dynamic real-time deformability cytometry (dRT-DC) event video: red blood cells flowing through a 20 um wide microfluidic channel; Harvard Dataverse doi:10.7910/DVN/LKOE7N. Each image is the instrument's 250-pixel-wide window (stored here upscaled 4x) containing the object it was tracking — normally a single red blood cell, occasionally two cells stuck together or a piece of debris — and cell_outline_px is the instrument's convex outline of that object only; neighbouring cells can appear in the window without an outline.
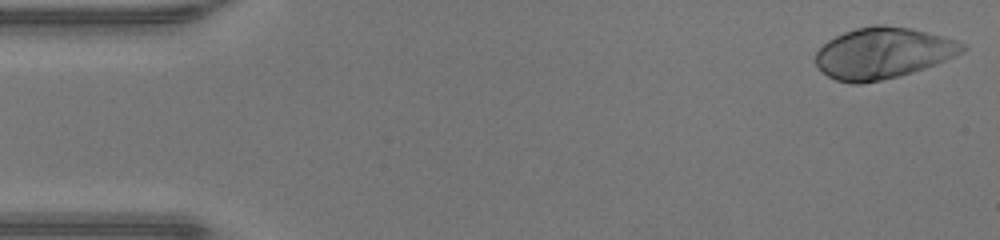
{"species": "human", "species_latin": "Homo sapiens", "temperature_condition": "warm", "stored_images_in_passage": 46, "camera_frame_rate_fps": 3000, "um_per_image_px": 0.085, "donor": {"sex": "male"}, "frame": {"image": 1, "passage_image": 1, "time_ms": 0.0, "image_size_px": [1000, 240], "cell_outline_px": [[968, 48], [964, 52], [924, 68], [912, 72], [880, 80], [860, 84], [852, 84], [836, 80], [828, 76], [816, 64], [816, 52], [828, 40], [844, 32], [856, 28], [872, 24], [884, 24], [912, 28], [944, 36], [968, 44]], "centroid_in_image_um": [75.08, 4.49], "position_along_channel_um": 9.9, "area_um2": 43.75}}
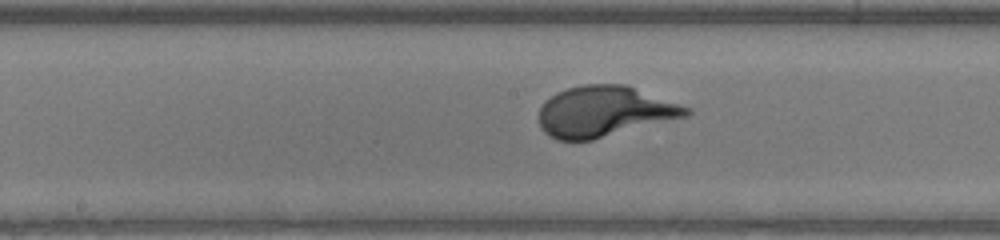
{"frame": {"image": 2, "passage_image": 23, "time_ms": 7.333, "image_size_px": [1000, 240], "cell_outline_px": [[692, 112], [688, 116], [592, 140], [556, 140], [544, 132], [540, 124], [540, 108], [556, 92], [568, 88], [584, 84], [624, 84], [692, 108]], "centroid_in_image_um": [51.4, 9.48], "position_along_channel_um": 196.8, "area_um2": 43.23}}
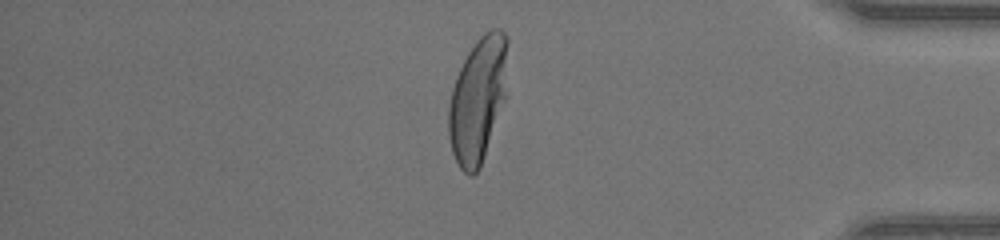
{"frame": {"image": 3, "passage_image": 39, "time_ms": 12.667, "image_size_px": [1000, 240], "cell_outline_px": [[508, 96], [480, 168], [472, 176], [468, 176], [460, 168], [452, 152], [448, 136], [448, 104], [452, 88], [456, 76], [468, 52], [476, 40], [484, 32], [492, 28], [500, 28], [504, 32], [508, 40]], "centroid_in_image_um": [40.66, 8.45], "position_along_channel_um": 394.5, "area_um2": 44.39}}